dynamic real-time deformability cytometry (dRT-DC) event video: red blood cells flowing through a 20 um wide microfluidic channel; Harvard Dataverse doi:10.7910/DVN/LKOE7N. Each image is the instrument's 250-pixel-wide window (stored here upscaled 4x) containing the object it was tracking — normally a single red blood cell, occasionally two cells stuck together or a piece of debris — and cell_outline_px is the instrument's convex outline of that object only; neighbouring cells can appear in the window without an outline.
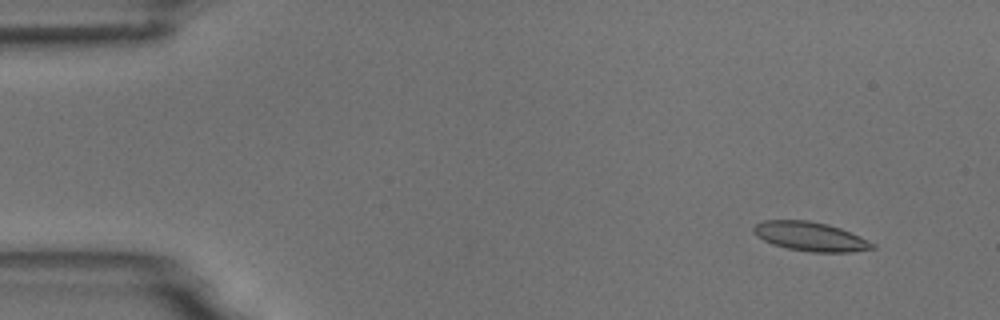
{"species": "common noctule bat (a hibernating species)", "species_latin": "Nyctalus noctula", "temperature_condition": "room temperature", "stored_images_in_passage": 6, "segment_of_instrument_passage": [1, 2], "camera_frame_rate_fps": 3000, "um_per_image_px": 0.085, "animal": {"sex": "male", "body_mass_g": 18.8}, "frame": {"image": 1, "passage_image": 2, "time_ms": 1.333, "image_size_px": [1000, 320], "cell_outline_px": [[876, 248], [852, 252], [812, 252], [788, 248], [772, 244], [756, 236], [752, 232], [752, 228], [756, 224], [764, 220], [808, 220], [828, 224], [840, 228], [860, 236], [876, 244]], "centroid_in_image_um": [68.88, 20.1], "position_along_channel_um": 16.1, "area_um2": 20.23}}
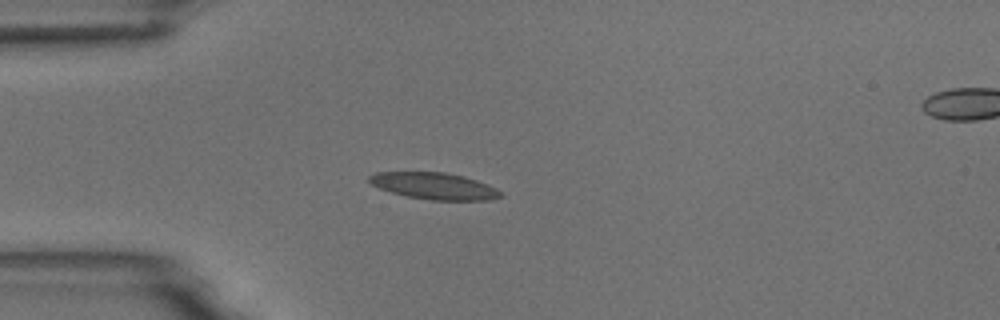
{"frame": {"image": 2, "passage_image": 5, "time_ms": 4.667, "image_size_px": [1000, 320], "cell_outline_px": [[504, 196], [492, 200], [432, 200], [408, 196], [392, 192], [380, 188], [372, 184], [368, 180], [368, 176], [376, 172], [444, 172], [464, 176], [488, 184], [504, 192]], "centroid_in_image_um": [36.97, 15.81], "position_along_channel_um": 48.0, "area_um2": 20.46}}